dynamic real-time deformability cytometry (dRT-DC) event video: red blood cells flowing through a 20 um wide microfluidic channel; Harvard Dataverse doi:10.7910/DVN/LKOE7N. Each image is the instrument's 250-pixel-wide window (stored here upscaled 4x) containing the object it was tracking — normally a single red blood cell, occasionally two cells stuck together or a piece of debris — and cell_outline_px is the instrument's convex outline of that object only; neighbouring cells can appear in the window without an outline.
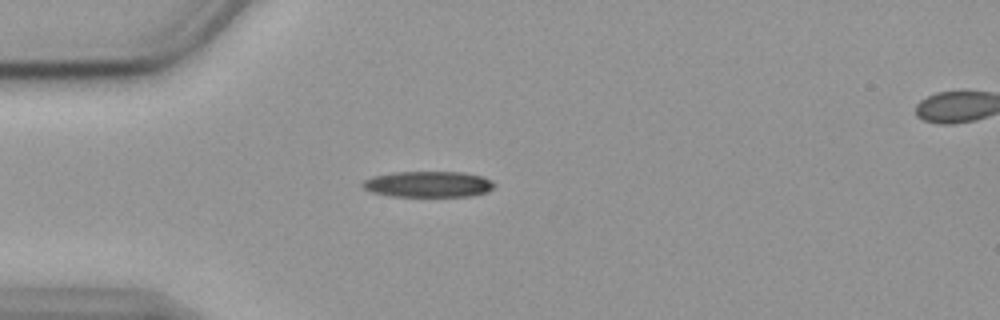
{"species": "common noctule bat (a hibernating species)", "species_latin": "Nyctalus noctula", "temperature_condition": "cold", "stored_images_in_passage": 42, "camera_frame_rate_fps": 3000, "um_per_image_px": 0.085, "animal": {"sex": "female", "body_mass_g": 19.9}, "frame": {"image": 1, "passage_image": 1, "time_ms": 0.0, "image_size_px": [1000, 320], "cell_outline_px": [[496, 184], [488, 192], [472, 196], [388, 196], [372, 192], [364, 188], [360, 184], [364, 180], [372, 176], [392, 172], [464, 172], [484, 176], [492, 180]], "centroid_in_image_um": [36.42, 15.65], "position_along_channel_um": 48.6, "area_um2": 20.17}}
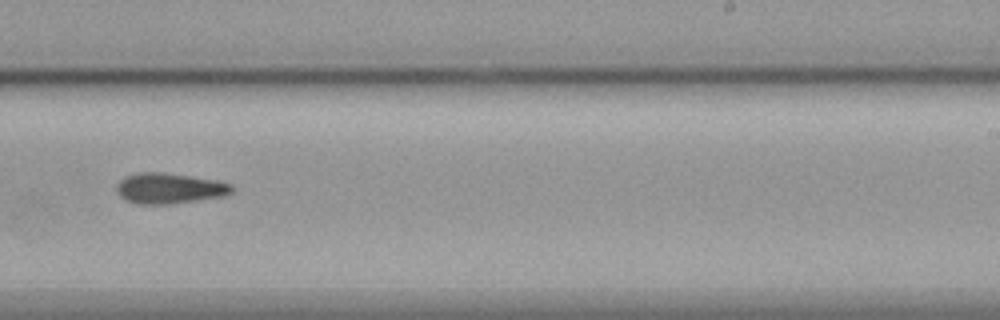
{"frame": {"image": 2, "passage_image": 21, "time_ms": 6.667, "image_size_px": [1000, 320], "cell_outline_px": [[232, 192], [224, 196], [168, 204], [136, 204], [124, 200], [116, 192], [116, 184], [124, 176], [140, 172], [160, 172], [216, 180], [232, 184]], "centroid_in_image_um": [14.34, 16.01], "position_along_channel_um": 274.7, "area_um2": 20.52}}
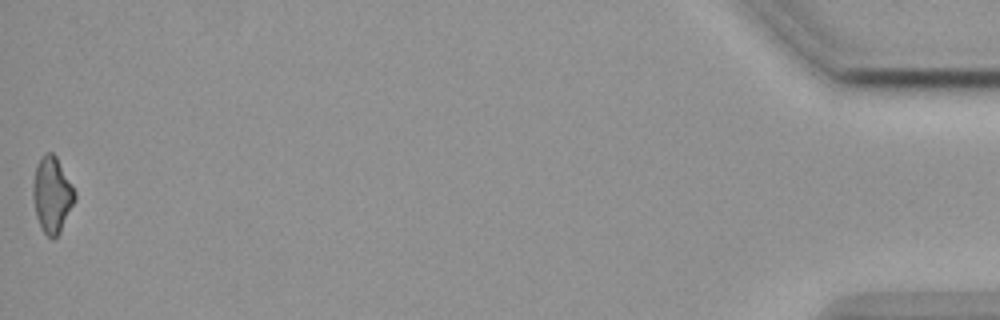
{"frame": {"image": 3, "passage_image": 42, "time_ms": 13.667, "image_size_px": [1000, 320], "cell_outline_px": [[76, 200], [60, 232], [52, 240], [44, 232], [36, 216], [32, 196], [32, 184], [36, 164], [48, 152], [52, 152], [56, 156], [76, 192]], "centroid_in_image_um": [4.42, 16.56], "position_along_channel_um": 430.8, "area_um2": 18.44}, "authors_computed_cell_mechanics": {"area_um2": 19.9988, "velocity_mm_per_s": 3.593, "shape_relaxation_time_tau1_ms": 4.36, "shape_relaxation_time_tau2_ms": null, "deformation_change_tau1": 0.1317, "deformation_change_tau2": null}}